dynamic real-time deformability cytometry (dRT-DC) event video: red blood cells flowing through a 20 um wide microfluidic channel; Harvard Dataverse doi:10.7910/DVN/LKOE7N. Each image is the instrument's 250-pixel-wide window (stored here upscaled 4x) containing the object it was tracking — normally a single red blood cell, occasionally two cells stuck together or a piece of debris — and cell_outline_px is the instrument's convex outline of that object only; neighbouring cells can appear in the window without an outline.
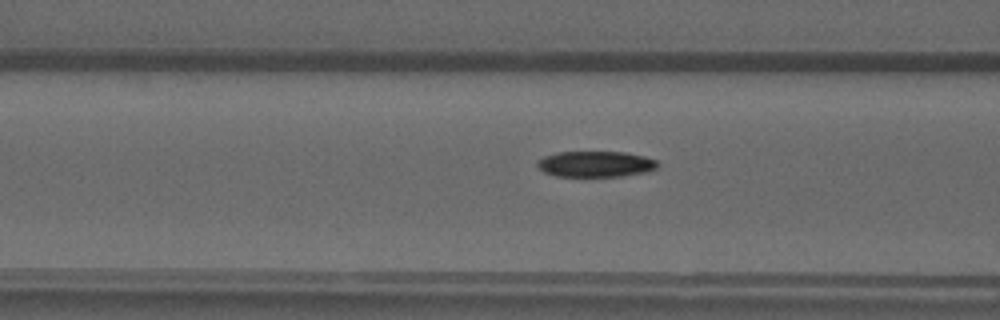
{"species": "common noctule bat (a hibernating species)", "species_latin": "Nyctalus noctula", "temperature_condition": "warm", "stored_images_in_passage": 31, "camera_frame_rate_fps": 3000, "um_per_image_px": 0.085, "animal": {"sex": "male", "forearm_length_mm": 52.5}, "frame": {"image": 1, "passage_image": 6, "time_ms": 1.667, "image_size_px": [1000, 320], "cell_outline_px": [[660, 164], [656, 168], [644, 172], [620, 176], [556, 176], [544, 172], [536, 164], [544, 156], [556, 152], [624, 152], [644, 156], [656, 160]], "centroid_in_image_um": [50.63, 13.94], "position_along_channel_um": 116.0, "area_um2": 17.98}}
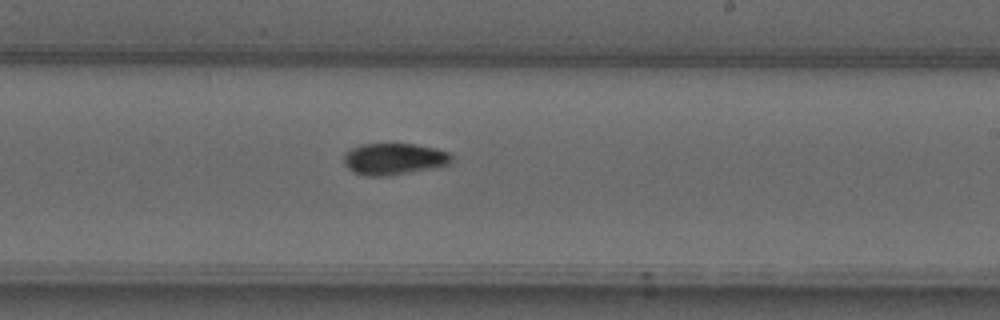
{"frame": {"image": 2, "passage_image": 16, "time_ms": 5.0, "image_size_px": [1000, 320], "cell_outline_px": [[452, 160], [448, 164], [388, 176], [364, 176], [352, 172], [344, 164], [344, 156], [352, 148], [360, 144], [412, 144], [432, 148], [448, 152], [452, 156]], "centroid_in_image_um": [33.43, 13.52], "position_along_channel_um": 255.6, "area_um2": 19.48}}
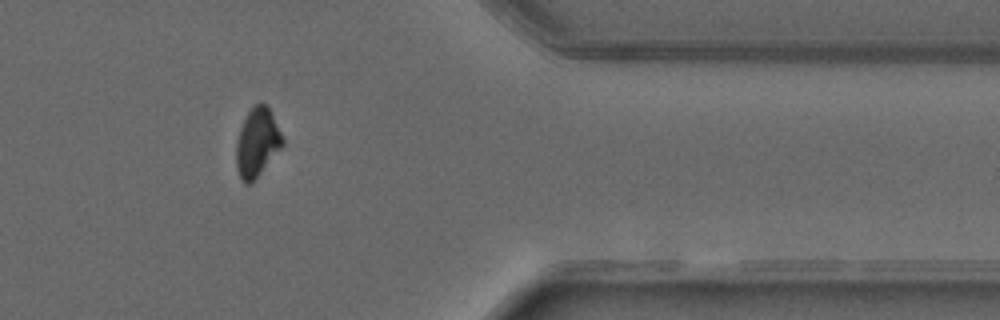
{"frame": {"image": 3, "passage_image": 27, "time_ms": 8.667, "image_size_px": [1000, 320], "cell_outline_px": [[284, 144], [260, 172], [248, 184], [244, 184], [240, 180], [236, 168], [236, 140], [240, 128], [248, 112], [256, 104], [268, 104], [284, 140]], "centroid_in_image_um": [21.84, 12.1], "position_along_channel_um": 389.6, "area_um2": 18.26}}